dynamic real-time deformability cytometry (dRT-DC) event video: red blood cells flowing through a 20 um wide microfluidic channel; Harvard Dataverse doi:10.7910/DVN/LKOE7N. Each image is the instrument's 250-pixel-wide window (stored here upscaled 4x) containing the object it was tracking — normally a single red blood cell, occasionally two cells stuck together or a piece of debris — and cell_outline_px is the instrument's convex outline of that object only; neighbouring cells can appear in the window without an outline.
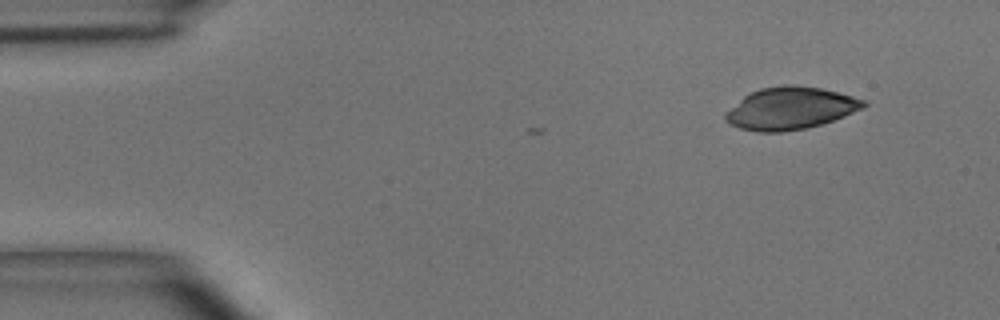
{"species": "common noctule bat (a hibernating species)", "species_latin": "Nyctalus noctula", "temperature_condition": "room temperature", "stored_images_in_passage": 2, "camera_frame_rate_fps": 3000, "um_per_image_px": 0.085, "animal": {"sex": "male", "body_mass_g": 15.6}, "frame": {"image": 1, "passage_image": 2, "time_ms": 0.333, "image_size_px": [1000, 320], "cell_outline_px": [[868, 104], [864, 108], [844, 116], [820, 124], [804, 128], [780, 132], [756, 132], [740, 128], [724, 120], [724, 112], [744, 96], [760, 88], [784, 84], [792, 84], [820, 88], [868, 100]], "centroid_in_image_um": [67.18, 9.2], "position_along_channel_um": 17.8, "area_um2": 33.99}}